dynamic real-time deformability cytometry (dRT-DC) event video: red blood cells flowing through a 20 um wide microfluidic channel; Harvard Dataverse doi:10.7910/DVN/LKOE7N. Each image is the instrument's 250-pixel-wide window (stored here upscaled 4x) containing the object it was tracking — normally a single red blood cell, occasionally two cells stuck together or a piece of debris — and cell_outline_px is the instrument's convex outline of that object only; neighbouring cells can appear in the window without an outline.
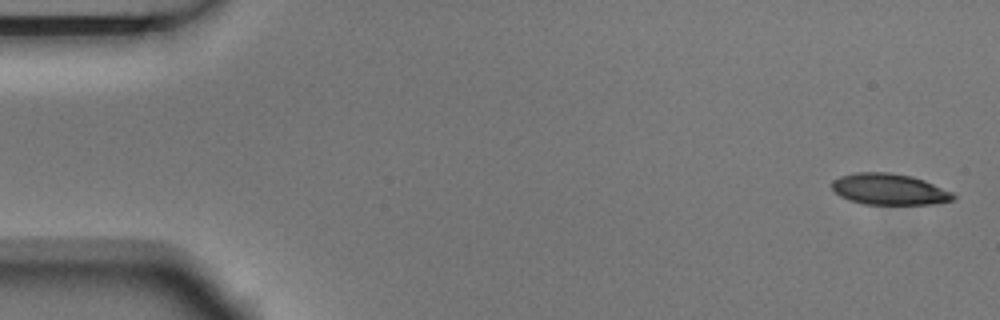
{"species": "Egyptian fruit bat (a non-hibernating species)", "species_latin": "Rousettus aegyptiacus", "temperature_condition": "room temperature", "stored_images_in_passage": 5, "segment_of_instrument_passage": [1, 2], "camera_frame_rate_fps": 3000, "um_per_image_px": 0.085, "animal": {"sex": "male"}, "frame": {"image": 1, "passage_image": 1, "time_ms": 0.0, "image_size_px": [1000, 320], "cell_outline_px": [[956, 196], [952, 200], [932, 204], [864, 204], [840, 196], [832, 188], [832, 180], [840, 176], [856, 172], [888, 172], [912, 176], [924, 180], [952, 192]], "centroid_in_image_um": [75.58, 16.08], "position_along_channel_um": 9.4, "area_um2": 21.91}}
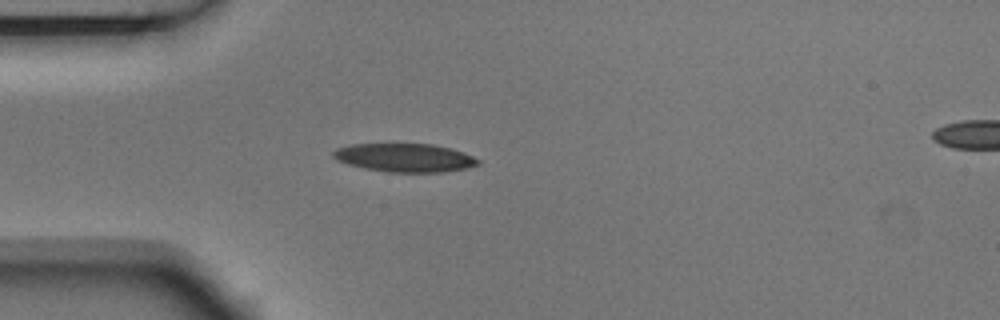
{"frame": {"image": 2, "passage_image": 4, "time_ms": 1.0, "image_size_px": [1000, 320], "cell_outline_px": [[480, 164], [468, 168], [444, 172], [388, 172], [364, 168], [348, 164], [336, 160], [332, 156], [332, 152], [336, 148], [352, 144], [432, 144], [452, 148], [464, 152], [480, 160]], "centroid_in_image_um": [34.42, 13.4], "position_along_channel_um": 50.6, "area_um2": 24.16}}